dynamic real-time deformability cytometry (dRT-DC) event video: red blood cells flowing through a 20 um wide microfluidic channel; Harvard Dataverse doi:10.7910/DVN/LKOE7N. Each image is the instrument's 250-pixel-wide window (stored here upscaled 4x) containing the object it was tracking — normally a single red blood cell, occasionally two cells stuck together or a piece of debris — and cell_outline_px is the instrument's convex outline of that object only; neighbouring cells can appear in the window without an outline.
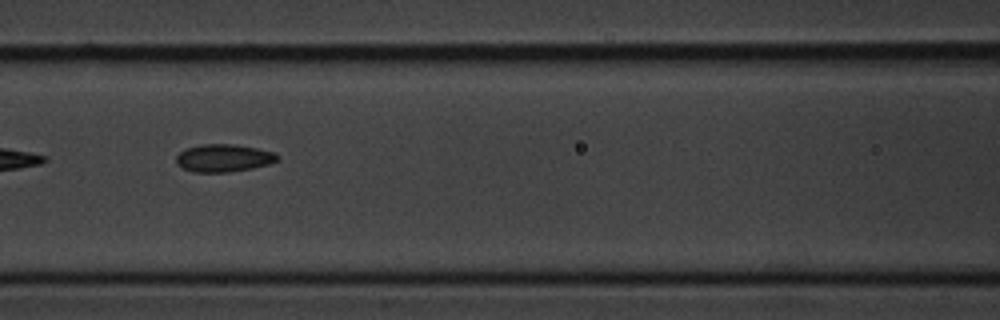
{"species": "common noctule bat (a hibernating species)", "species_latin": "Nyctalus noctula", "temperature_condition": "cold", "stored_images_in_passage": 8, "camera_frame_rate_fps": 3000, "um_per_image_px": 0.085, "animal": {"sex": "male", "body_mass_g": 20.1, "forearm_length_mm": 53.5}, "frame": {"image": 1, "passage_image": 8, "time_ms": 8.333, "image_size_px": [1000, 320], "cell_outline_px": [[276, 160], [268, 164], [252, 168], [228, 172], [192, 172], [176, 164], [176, 156], [184, 148], [200, 144], [232, 144], [256, 148], [276, 152]], "centroid_in_image_um": [18.95, 13.42], "position_along_channel_um": 147.7, "area_um2": 16.24}}